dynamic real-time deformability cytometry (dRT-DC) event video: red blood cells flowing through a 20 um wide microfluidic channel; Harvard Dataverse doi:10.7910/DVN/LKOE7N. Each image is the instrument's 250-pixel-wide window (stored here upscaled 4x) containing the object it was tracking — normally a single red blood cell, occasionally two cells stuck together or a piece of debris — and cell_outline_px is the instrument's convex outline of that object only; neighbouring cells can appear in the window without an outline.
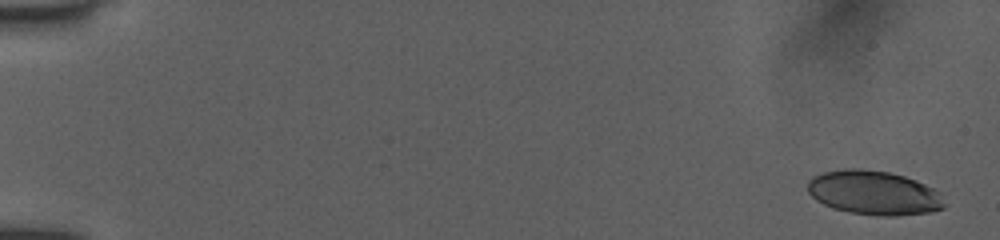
{"species": "human", "species_latin": "Homo sapiens", "temperature_condition": "room temperature", "stored_images_in_passage": 13, "camera_frame_rate_fps": 3000, "um_per_image_px": 0.085, "donor": {"sex": "female"}, "frame": {"image": 1, "passage_image": 1, "time_ms": 0.0, "image_size_px": [1000, 240], "cell_outline_px": [[944, 208], [932, 212], [896, 216], [880, 216], [852, 212], [832, 208], [816, 200], [808, 192], [808, 180], [812, 176], [824, 172], [844, 168], [860, 168], [888, 172], [904, 176], [916, 180], [932, 188], [936, 192], [944, 204]], "centroid_in_image_um": [74.24, 16.38], "position_along_channel_um": 10.8, "area_um2": 35.03}}
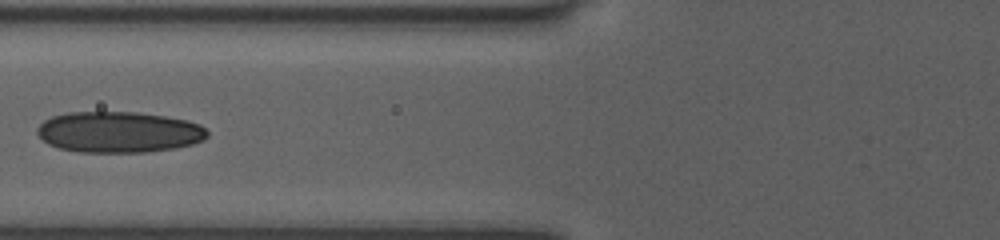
{"frame": {"image": 2, "passage_image": 8, "time_ms": 7.0, "image_size_px": [1000, 240], "cell_outline_px": [[208, 136], [204, 140], [192, 144], [172, 148], [148, 152], [80, 152], [60, 148], [48, 144], [36, 132], [36, 128], [44, 120], [52, 116], [68, 112], [136, 112], [164, 116], [188, 120], [200, 124], [208, 132]], "centroid_in_image_um": [10.1, 11.22], "position_along_channel_um": 115.7, "area_um2": 40.69}}
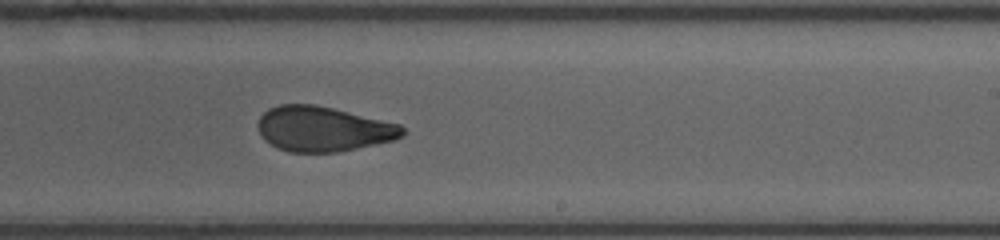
{"frame": {"image": 3, "passage_image": 13, "time_ms": 10.667, "image_size_px": [1000, 240], "cell_outline_px": [[404, 136], [396, 140], [336, 152], [288, 152], [276, 148], [264, 140], [260, 136], [260, 116], [268, 108], [280, 104], [316, 104], [400, 124], [404, 128]], "centroid_in_image_um": [27.47, 10.96], "position_along_channel_um": 261.5, "area_um2": 37.92}}